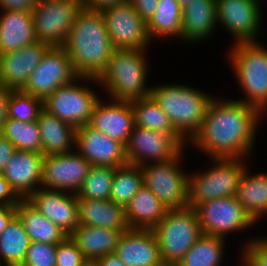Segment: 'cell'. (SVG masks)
<instances>
[{
	"instance_id": "obj_1",
	"label": "cell",
	"mask_w": 267,
	"mask_h": 266,
	"mask_svg": "<svg viewBox=\"0 0 267 266\" xmlns=\"http://www.w3.org/2000/svg\"><path fill=\"white\" fill-rule=\"evenodd\" d=\"M263 113L239 100L214 97L198 132L187 143L209 158L251 156Z\"/></svg>"
},
{
	"instance_id": "obj_2",
	"label": "cell",
	"mask_w": 267,
	"mask_h": 266,
	"mask_svg": "<svg viewBox=\"0 0 267 266\" xmlns=\"http://www.w3.org/2000/svg\"><path fill=\"white\" fill-rule=\"evenodd\" d=\"M63 47L78 77L98 79L115 49L102 12L81 8Z\"/></svg>"
},
{
	"instance_id": "obj_3",
	"label": "cell",
	"mask_w": 267,
	"mask_h": 266,
	"mask_svg": "<svg viewBox=\"0 0 267 266\" xmlns=\"http://www.w3.org/2000/svg\"><path fill=\"white\" fill-rule=\"evenodd\" d=\"M150 95L169 117L176 132L188 143L198 132L215 96L187 84L151 86Z\"/></svg>"
},
{
	"instance_id": "obj_4",
	"label": "cell",
	"mask_w": 267,
	"mask_h": 266,
	"mask_svg": "<svg viewBox=\"0 0 267 266\" xmlns=\"http://www.w3.org/2000/svg\"><path fill=\"white\" fill-rule=\"evenodd\" d=\"M146 49H114L108 66L98 78L107 97L117 101L142 99L150 96L147 86L148 61Z\"/></svg>"
},
{
	"instance_id": "obj_5",
	"label": "cell",
	"mask_w": 267,
	"mask_h": 266,
	"mask_svg": "<svg viewBox=\"0 0 267 266\" xmlns=\"http://www.w3.org/2000/svg\"><path fill=\"white\" fill-rule=\"evenodd\" d=\"M257 42L232 44L228 53L231 69L245 93L240 102L267 111V47Z\"/></svg>"
},
{
	"instance_id": "obj_6",
	"label": "cell",
	"mask_w": 267,
	"mask_h": 266,
	"mask_svg": "<svg viewBox=\"0 0 267 266\" xmlns=\"http://www.w3.org/2000/svg\"><path fill=\"white\" fill-rule=\"evenodd\" d=\"M211 168L189 172L188 207L216 198L236 196L240 179L247 168L244 158H210Z\"/></svg>"
},
{
	"instance_id": "obj_7",
	"label": "cell",
	"mask_w": 267,
	"mask_h": 266,
	"mask_svg": "<svg viewBox=\"0 0 267 266\" xmlns=\"http://www.w3.org/2000/svg\"><path fill=\"white\" fill-rule=\"evenodd\" d=\"M163 264L177 265L185 253L203 235L194 208L167 210L153 229Z\"/></svg>"
},
{
	"instance_id": "obj_8",
	"label": "cell",
	"mask_w": 267,
	"mask_h": 266,
	"mask_svg": "<svg viewBox=\"0 0 267 266\" xmlns=\"http://www.w3.org/2000/svg\"><path fill=\"white\" fill-rule=\"evenodd\" d=\"M81 83L99 85L98 79L78 77L72 83L57 88L43 100V108L48 113L75 129L89 124L94 107L101 99L93 88L87 84L82 86Z\"/></svg>"
},
{
	"instance_id": "obj_9",
	"label": "cell",
	"mask_w": 267,
	"mask_h": 266,
	"mask_svg": "<svg viewBox=\"0 0 267 266\" xmlns=\"http://www.w3.org/2000/svg\"><path fill=\"white\" fill-rule=\"evenodd\" d=\"M182 151L167 162L148 163L141 166L144 185L162 202L167 210L188 207V175L180 167ZM183 157V158H182Z\"/></svg>"
},
{
	"instance_id": "obj_10",
	"label": "cell",
	"mask_w": 267,
	"mask_h": 266,
	"mask_svg": "<svg viewBox=\"0 0 267 266\" xmlns=\"http://www.w3.org/2000/svg\"><path fill=\"white\" fill-rule=\"evenodd\" d=\"M81 8L76 0H39L32 12L37 41L64 46Z\"/></svg>"
},
{
	"instance_id": "obj_11",
	"label": "cell",
	"mask_w": 267,
	"mask_h": 266,
	"mask_svg": "<svg viewBox=\"0 0 267 266\" xmlns=\"http://www.w3.org/2000/svg\"><path fill=\"white\" fill-rule=\"evenodd\" d=\"M194 209L204 235L226 239L229 233L244 231L256 224L236 196L207 200Z\"/></svg>"
},
{
	"instance_id": "obj_12",
	"label": "cell",
	"mask_w": 267,
	"mask_h": 266,
	"mask_svg": "<svg viewBox=\"0 0 267 266\" xmlns=\"http://www.w3.org/2000/svg\"><path fill=\"white\" fill-rule=\"evenodd\" d=\"M78 76L63 46L50 47L29 75L22 91L44 100L57 88L72 83Z\"/></svg>"
},
{
	"instance_id": "obj_13",
	"label": "cell",
	"mask_w": 267,
	"mask_h": 266,
	"mask_svg": "<svg viewBox=\"0 0 267 266\" xmlns=\"http://www.w3.org/2000/svg\"><path fill=\"white\" fill-rule=\"evenodd\" d=\"M115 49H149L147 23L127 1L101 11Z\"/></svg>"
},
{
	"instance_id": "obj_14",
	"label": "cell",
	"mask_w": 267,
	"mask_h": 266,
	"mask_svg": "<svg viewBox=\"0 0 267 266\" xmlns=\"http://www.w3.org/2000/svg\"><path fill=\"white\" fill-rule=\"evenodd\" d=\"M184 148L168 133L134 126L125 145L129 164L142 166L148 163L167 162L175 159Z\"/></svg>"
},
{
	"instance_id": "obj_15",
	"label": "cell",
	"mask_w": 267,
	"mask_h": 266,
	"mask_svg": "<svg viewBox=\"0 0 267 266\" xmlns=\"http://www.w3.org/2000/svg\"><path fill=\"white\" fill-rule=\"evenodd\" d=\"M216 8L217 25L230 33L233 44L257 42L263 18L258 0H216Z\"/></svg>"
},
{
	"instance_id": "obj_16",
	"label": "cell",
	"mask_w": 267,
	"mask_h": 266,
	"mask_svg": "<svg viewBox=\"0 0 267 266\" xmlns=\"http://www.w3.org/2000/svg\"><path fill=\"white\" fill-rule=\"evenodd\" d=\"M91 166L76 151L44 156L41 187L77 194Z\"/></svg>"
},
{
	"instance_id": "obj_17",
	"label": "cell",
	"mask_w": 267,
	"mask_h": 266,
	"mask_svg": "<svg viewBox=\"0 0 267 266\" xmlns=\"http://www.w3.org/2000/svg\"><path fill=\"white\" fill-rule=\"evenodd\" d=\"M75 151L93 166L117 168L128 163L123 143L88 124L76 128Z\"/></svg>"
},
{
	"instance_id": "obj_18",
	"label": "cell",
	"mask_w": 267,
	"mask_h": 266,
	"mask_svg": "<svg viewBox=\"0 0 267 266\" xmlns=\"http://www.w3.org/2000/svg\"><path fill=\"white\" fill-rule=\"evenodd\" d=\"M26 200L68 236L79 225L75 193L40 187Z\"/></svg>"
},
{
	"instance_id": "obj_19",
	"label": "cell",
	"mask_w": 267,
	"mask_h": 266,
	"mask_svg": "<svg viewBox=\"0 0 267 266\" xmlns=\"http://www.w3.org/2000/svg\"><path fill=\"white\" fill-rule=\"evenodd\" d=\"M50 47L37 41L19 50L0 54V84L9 90H22Z\"/></svg>"
},
{
	"instance_id": "obj_20",
	"label": "cell",
	"mask_w": 267,
	"mask_h": 266,
	"mask_svg": "<svg viewBox=\"0 0 267 266\" xmlns=\"http://www.w3.org/2000/svg\"><path fill=\"white\" fill-rule=\"evenodd\" d=\"M109 100L96 103L88 125L126 145L135 126L131 102Z\"/></svg>"
},
{
	"instance_id": "obj_21",
	"label": "cell",
	"mask_w": 267,
	"mask_h": 266,
	"mask_svg": "<svg viewBox=\"0 0 267 266\" xmlns=\"http://www.w3.org/2000/svg\"><path fill=\"white\" fill-rule=\"evenodd\" d=\"M114 254L126 266H161L157 238L152 229L129 228L118 240Z\"/></svg>"
},
{
	"instance_id": "obj_22",
	"label": "cell",
	"mask_w": 267,
	"mask_h": 266,
	"mask_svg": "<svg viewBox=\"0 0 267 266\" xmlns=\"http://www.w3.org/2000/svg\"><path fill=\"white\" fill-rule=\"evenodd\" d=\"M44 155L17 150L8 160L2 175L21 199H27L41 187Z\"/></svg>"
},
{
	"instance_id": "obj_23",
	"label": "cell",
	"mask_w": 267,
	"mask_h": 266,
	"mask_svg": "<svg viewBox=\"0 0 267 266\" xmlns=\"http://www.w3.org/2000/svg\"><path fill=\"white\" fill-rule=\"evenodd\" d=\"M216 0H191L182 8V40L195 44L207 40L217 26Z\"/></svg>"
},
{
	"instance_id": "obj_24",
	"label": "cell",
	"mask_w": 267,
	"mask_h": 266,
	"mask_svg": "<svg viewBox=\"0 0 267 266\" xmlns=\"http://www.w3.org/2000/svg\"><path fill=\"white\" fill-rule=\"evenodd\" d=\"M0 54L37 42L30 11H0Z\"/></svg>"
},
{
	"instance_id": "obj_25",
	"label": "cell",
	"mask_w": 267,
	"mask_h": 266,
	"mask_svg": "<svg viewBox=\"0 0 267 266\" xmlns=\"http://www.w3.org/2000/svg\"><path fill=\"white\" fill-rule=\"evenodd\" d=\"M79 225L102 227L125 232L129 229L125 207L110 199H78Z\"/></svg>"
},
{
	"instance_id": "obj_26",
	"label": "cell",
	"mask_w": 267,
	"mask_h": 266,
	"mask_svg": "<svg viewBox=\"0 0 267 266\" xmlns=\"http://www.w3.org/2000/svg\"><path fill=\"white\" fill-rule=\"evenodd\" d=\"M44 156L75 150L76 129L43 109L37 119Z\"/></svg>"
},
{
	"instance_id": "obj_27",
	"label": "cell",
	"mask_w": 267,
	"mask_h": 266,
	"mask_svg": "<svg viewBox=\"0 0 267 266\" xmlns=\"http://www.w3.org/2000/svg\"><path fill=\"white\" fill-rule=\"evenodd\" d=\"M123 232L102 227L78 225L69 235L85 259L94 263L101 257L115 252Z\"/></svg>"
},
{
	"instance_id": "obj_28",
	"label": "cell",
	"mask_w": 267,
	"mask_h": 266,
	"mask_svg": "<svg viewBox=\"0 0 267 266\" xmlns=\"http://www.w3.org/2000/svg\"><path fill=\"white\" fill-rule=\"evenodd\" d=\"M167 208L145 185L125 207L129 228L153 229L164 218Z\"/></svg>"
},
{
	"instance_id": "obj_29",
	"label": "cell",
	"mask_w": 267,
	"mask_h": 266,
	"mask_svg": "<svg viewBox=\"0 0 267 266\" xmlns=\"http://www.w3.org/2000/svg\"><path fill=\"white\" fill-rule=\"evenodd\" d=\"M248 169L247 166L240 179L236 198L257 223L267 214V173L251 174Z\"/></svg>"
},
{
	"instance_id": "obj_30",
	"label": "cell",
	"mask_w": 267,
	"mask_h": 266,
	"mask_svg": "<svg viewBox=\"0 0 267 266\" xmlns=\"http://www.w3.org/2000/svg\"><path fill=\"white\" fill-rule=\"evenodd\" d=\"M16 215L23 223L26 233L33 242L57 245L68 236L26 199H22L16 206Z\"/></svg>"
},
{
	"instance_id": "obj_31",
	"label": "cell",
	"mask_w": 267,
	"mask_h": 266,
	"mask_svg": "<svg viewBox=\"0 0 267 266\" xmlns=\"http://www.w3.org/2000/svg\"><path fill=\"white\" fill-rule=\"evenodd\" d=\"M146 23L150 39L182 40V7L177 0H158L156 12Z\"/></svg>"
},
{
	"instance_id": "obj_32",
	"label": "cell",
	"mask_w": 267,
	"mask_h": 266,
	"mask_svg": "<svg viewBox=\"0 0 267 266\" xmlns=\"http://www.w3.org/2000/svg\"><path fill=\"white\" fill-rule=\"evenodd\" d=\"M131 106L134 111L135 126L168 133L183 147L188 145L187 142L176 132L169 120V117L163 112L151 95L142 99L131 101Z\"/></svg>"
},
{
	"instance_id": "obj_33",
	"label": "cell",
	"mask_w": 267,
	"mask_h": 266,
	"mask_svg": "<svg viewBox=\"0 0 267 266\" xmlns=\"http://www.w3.org/2000/svg\"><path fill=\"white\" fill-rule=\"evenodd\" d=\"M31 240L24 225L16 215L0 234V264L11 266L23 264Z\"/></svg>"
},
{
	"instance_id": "obj_34",
	"label": "cell",
	"mask_w": 267,
	"mask_h": 266,
	"mask_svg": "<svg viewBox=\"0 0 267 266\" xmlns=\"http://www.w3.org/2000/svg\"><path fill=\"white\" fill-rule=\"evenodd\" d=\"M225 238L202 235L176 266H221Z\"/></svg>"
},
{
	"instance_id": "obj_35",
	"label": "cell",
	"mask_w": 267,
	"mask_h": 266,
	"mask_svg": "<svg viewBox=\"0 0 267 266\" xmlns=\"http://www.w3.org/2000/svg\"><path fill=\"white\" fill-rule=\"evenodd\" d=\"M144 186V175L140 166L127 163L115 168L110 200L124 207L138 190Z\"/></svg>"
},
{
	"instance_id": "obj_36",
	"label": "cell",
	"mask_w": 267,
	"mask_h": 266,
	"mask_svg": "<svg viewBox=\"0 0 267 266\" xmlns=\"http://www.w3.org/2000/svg\"><path fill=\"white\" fill-rule=\"evenodd\" d=\"M0 133L20 151L42 153V142L37 121L23 122L7 118Z\"/></svg>"
},
{
	"instance_id": "obj_37",
	"label": "cell",
	"mask_w": 267,
	"mask_h": 266,
	"mask_svg": "<svg viewBox=\"0 0 267 266\" xmlns=\"http://www.w3.org/2000/svg\"><path fill=\"white\" fill-rule=\"evenodd\" d=\"M114 173V167L92 165L83 185L76 194L78 199H110Z\"/></svg>"
},
{
	"instance_id": "obj_38",
	"label": "cell",
	"mask_w": 267,
	"mask_h": 266,
	"mask_svg": "<svg viewBox=\"0 0 267 266\" xmlns=\"http://www.w3.org/2000/svg\"><path fill=\"white\" fill-rule=\"evenodd\" d=\"M43 100L22 90H11L7 104V117L23 122L37 121L43 110Z\"/></svg>"
},
{
	"instance_id": "obj_39",
	"label": "cell",
	"mask_w": 267,
	"mask_h": 266,
	"mask_svg": "<svg viewBox=\"0 0 267 266\" xmlns=\"http://www.w3.org/2000/svg\"><path fill=\"white\" fill-rule=\"evenodd\" d=\"M57 245L31 241L24 266H55Z\"/></svg>"
},
{
	"instance_id": "obj_40",
	"label": "cell",
	"mask_w": 267,
	"mask_h": 266,
	"mask_svg": "<svg viewBox=\"0 0 267 266\" xmlns=\"http://www.w3.org/2000/svg\"><path fill=\"white\" fill-rule=\"evenodd\" d=\"M87 263L83 253L69 236L57 244L55 266H85Z\"/></svg>"
},
{
	"instance_id": "obj_41",
	"label": "cell",
	"mask_w": 267,
	"mask_h": 266,
	"mask_svg": "<svg viewBox=\"0 0 267 266\" xmlns=\"http://www.w3.org/2000/svg\"><path fill=\"white\" fill-rule=\"evenodd\" d=\"M244 245L241 254L252 266H267V237L249 238Z\"/></svg>"
},
{
	"instance_id": "obj_42",
	"label": "cell",
	"mask_w": 267,
	"mask_h": 266,
	"mask_svg": "<svg viewBox=\"0 0 267 266\" xmlns=\"http://www.w3.org/2000/svg\"><path fill=\"white\" fill-rule=\"evenodd\" d=\"M130 5L144 20L148 21L157 10L158 0H128Z\"/></svg>"
},
{
	"instance_id": "obj_43",
	"label": "cell",
	"mask_w": 267,
	"mask_h": 266,
	"mask_svg": "<svg viewBox=\"0 0 267 266\" xmlns=\"http://www.w3.org/2000/svg\"><path fill=\"white\" fill-rule=\"evenodd\" d=\"M39 0H0L1 11H30L33 12Z\"/></svg>"
},
{
	"instance_id": "obj_44",
	"label": "cell",
	"mask_w": 267,
	"mask_h": 266,
	"mask_svg": "<svg viewBox=\"0 0 267 266\" xmlns=\"http://www.w3.org/2000/svg\"><path fill=\"white\" fill-rule=\"evenodd\" d=\"M21 200L11 188L10 183L0 173V204L18 205Z\"/></svg>"
},
{
	"instance_id": "obj_45",
	"label": "cell",
	"mask_w": 267,
	"mask_h": 266,
	"mask_svg": "<svg viewBox=\"0 0 267 266\" xmlns=\"http://www.w3.org/2000/svg\"><path fill=\"white\" fill-rule=\"evenodd\" d=\"M16 151V147L0 133V173L3 172L8 160Z\"/></svg>"
},
{
	"instance_id": "obj_46",
	"label": "cell",
	"mask_w": 267,
	"mask_h": 266,
	"mask_svg": "<svg viewBox=\"0 0 267 266\" xmlns=\"http://www.w3.org/2000/svg\"><path fill=\"white\" fill-rule=\"evenodd\" d=\"M128 0H82V8L102 11L105 8L112 7L127 2Z\"/></svg>"
},
{
	"instance_id": "obj_47",
	"label": "cell",
	"mask_w": 267,
	"mask_h": 266,
	"mask_svg": "<svg viewBox=\"0 0 267 266\" xmlns=\"http://www.w3.org/2000/svg\"><path fill=\"white\" fill-rule=\"evenodd\" d=\"M16 206L17 205L0 204V234L16 216Z\"/></svg>"
},
{
	"instance_id": "obj_48",
	"label": "cell",
	"mask_w": 267,
	"mask_h": 266,
	"mask_svg": "<svg viewBox=\"0 0 267 266\" xmlns=\"http://www.w3.org/2000/svg\"><path fill=\"white\" fill-rule=\"evenodd\" d=\"M10 91L11 90L5 88L2 84H0V131L2 130V126L8 118L7 104Z\"/></svg>"
},
{
	"instance_id": "obj_49",
	"label": "cell",
	"mask_w": 267,
	"mask_h": 266,
	"mask_svg": "<svg viewBox=\"0 0 267 266\" xmlns=\"http://www.w3.org/2000/svg\"><path fill=\"white\" fill-rule=\"evenodd\" d=\"M94 264L96 266H126L114 253L101 257Z\"/></svg>"
},
{
	"instance_id": "obj_50",
	"label": "cell",
	"mask_w": 267,
	"mask_h": 266,
	"mask_svg": "<svg viewBox=\"0 0 267 266\" xmlns=\"http://www.w3.org/2000/svg\"><path fill=\"white\" fill-rule=\"evenodd\" d=\"M191 0H177L178 4L183 8L189 4Z\"/></svg>"
},
{
	"instance_id": "obj_51",
	"label": "cell",
	"mask_w": 267,
	"mask_h": 266,
	"mask_svg": "<svg viewBox=\"0 0 267 266\" xmlns=\"http://www.w3.org/2000/svg\"><path fill=\"white\" fill-rule=\"evenodd\" d=\"M241 260V263L240 264L241 266H252L242 255H241V258H239Z\"/></svg>"
},
{
	"instance_id": "obj_52",
	"label": "cell",
	"mask_w": 267,
	"mask_h": 266,
	"mask_svg": "<svg viewBox=\"0 0 267 266\" xmlns=\"http://www.w3.org/2000/svg\"><path fill=\"white\" fill-rule=\"evenodd\" d=\"M85 266H96L94 263L88 262Z\"/></svg>"
},
{
	"instance_id": "obj_53",
	"label": "cell",
	"mask_w": 267,
	"mask_h": 266,
	"mask_svg": "<svg viewBox=\"0 0 267 266\" xmlns=\"http://www.w3.org/2000/svg\"><path fill=\"white\" fill-rule=\"evenodd\" d=\"M161 266H175V265H171V264H162Z\"/></svg>"
},
{
	"instance_id": "obj_54",
	"label": "cell",
	"mask_w": 267,
	"mask_h": 266,
	"mask_svg": "<svg viewBox=\"0 0 267 266\" xmlns=\"http://www.w3.org/2000/svg\"><path fill=\"white\" fill-rule=\"evenodd\" d=\"M11 266H24L23 264H19V265H11Z\"/></svg>"
}]
</instances>
